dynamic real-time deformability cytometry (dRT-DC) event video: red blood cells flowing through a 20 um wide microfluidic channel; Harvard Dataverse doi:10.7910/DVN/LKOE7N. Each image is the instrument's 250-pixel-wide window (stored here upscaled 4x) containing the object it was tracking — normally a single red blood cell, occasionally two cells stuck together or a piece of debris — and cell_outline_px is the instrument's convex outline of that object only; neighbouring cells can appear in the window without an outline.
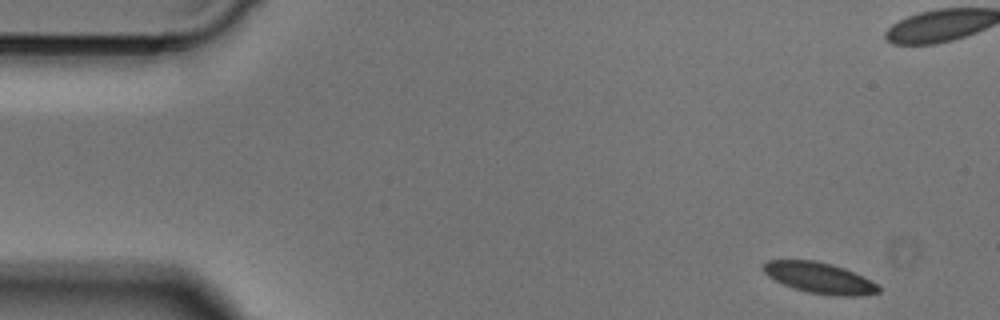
{"species": "Egyptian fruit bat (a non-hibernating species)", "species_latin": "Rousettus aegyptiacus", "temperature_condition": "cold", "stored_images_in_passage": 48, "camera_frame_rate_fps": 3000, "um_per_image_px": 0.085, "animal": {"sex": "male"}, "frame": {"image": 1, "passage_image": 1, "time_ms": 0.0, "image_size_px": [1000, 320], "cell_outline_px": [[880, 292], [860, 296], [832, 296], [808, 292], [792, 288], [768, 276], [760, 268], [768, 260], [816, 260], [832, 264], [844, 268], [876, 284], [880, 288]], "centroid_in_image_um": [69.62, 23.62], "position_along_channel_um": 15.4, "area_um2": 20.63}}
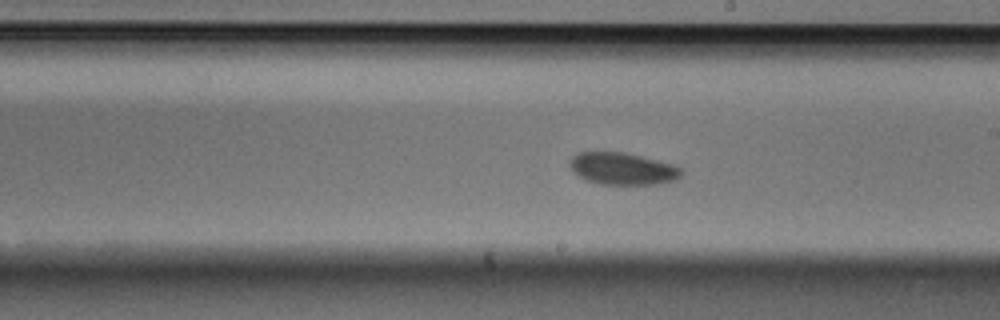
{"frame": {"image": 2, "passage_image": 25, "time_ms": 8.0, "image_size_px": [1000, 320], "cell_outline_px": [[684, 172], [676, 180], [660, 184], [600, 184], [584, 180], [568, 164], [568, 160], [576, 152], [624, 152], [672, 164], [684, 168]], "centroid_in_image_um": [52.93, 14.34], "position_along_channel_um": 236.1, "area_um2": 20.98}}
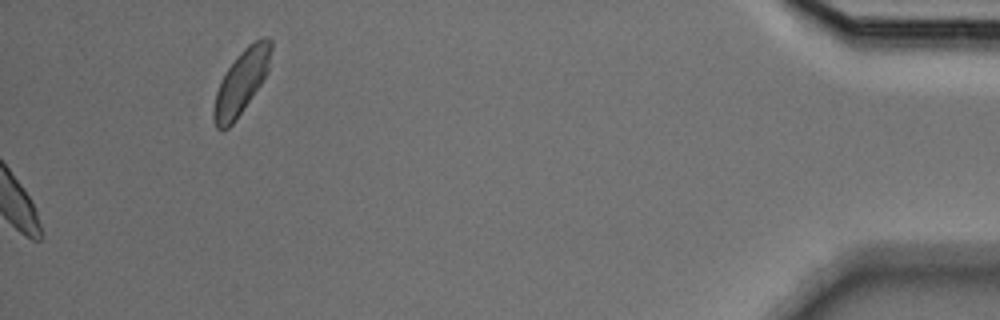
{"frame": {"image": 3, "passage_image": 48, "time_ms": 15.667, "image_size_px": [1000, 320], "cell_outline_px": [[272, 48], [268, 72], [236, 120], [228, 128], [216, 128], [212, 116], [212, 112], [216, 92], [228, 68], [236, 56], [248, 44], [264, 36], [272, 40]], "centroid_in_image_um": [20.52, 6.95], "position_along_channel_um": 414.7, "area_um2": 21.1}}